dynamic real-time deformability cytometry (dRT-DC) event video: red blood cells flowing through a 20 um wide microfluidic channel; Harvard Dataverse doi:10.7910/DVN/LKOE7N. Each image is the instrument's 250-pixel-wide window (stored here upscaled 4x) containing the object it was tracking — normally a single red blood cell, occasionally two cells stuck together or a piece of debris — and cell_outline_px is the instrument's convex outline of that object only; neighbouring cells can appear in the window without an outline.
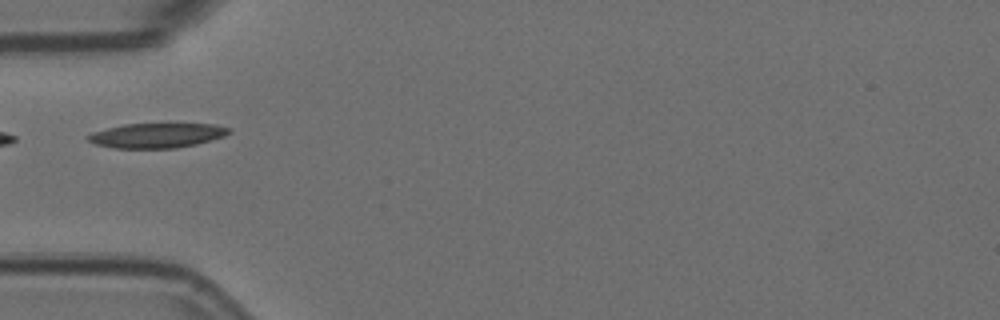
{"species": "Egyptian fruit bat (a non-hibernating species)", "species_latin": "Rousettus aegyptiacus", "temperature_condition": "room temperature", "stored_images_in_passage": 39, "camera_frame_rate_fps": 3000, "um_per_image_px": 0.085, "animal": {"sex": "female"}, "frame": {"image": 1, "passage_image": 1, "time_ms": 0.0, "image_size_px": [1000, 320], "cell_outline_px": [[232, 132], [224, 136], [196, 144], [176, 148], [116, 148], [96, 144], [88, 140], [88, 136], [92, 132], [124, 124], [168, 120], [216, 124], [232, 128]], "centroid_in_image_um": [13.45, 11.44], "position_along_channel_um": 71.5, "area_um2": 21.5}}
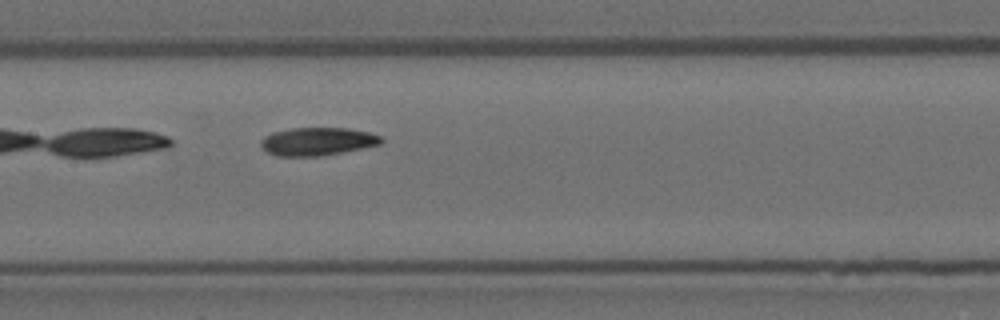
{"frame": {"image": 2, "passage_image": 10, "time_ms": 3.0, "image_size_px": [1000, 320], "cell_outline_px": [[384, 140], [380, 144], [320, 156], [276, 156], [268, 152], [260, 144], [260, 140], [264, 136], [272, 132], [292, 128], [348, 128], [368, 132], [380, 136]], "centroid_in_image_um": [26.94, 12.01], "position_along_channel_um": 180.5, "area_um2": 19.48}}
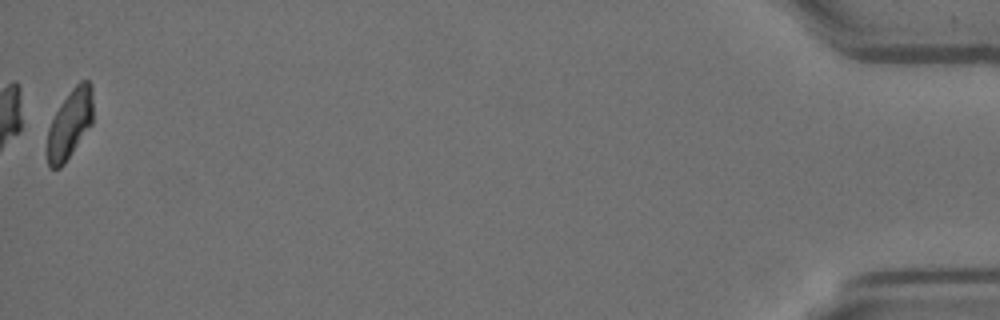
{"frame": {"image": 3, "passage_image": 39, "time_ms": 12.667, "image_size_px": [1000, 320], "cell_outline_px": [[92, 124], [64, 164], [60, 168], [48, 168], [48, 128], [60, 104], [72, 88], [80, 80], [88, 80], [92, 84]], "centroid_in_image_um": [5.95, 10.52], "position_along_channel_um": 429.3, "area_um2": 18.26}}